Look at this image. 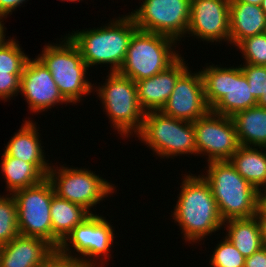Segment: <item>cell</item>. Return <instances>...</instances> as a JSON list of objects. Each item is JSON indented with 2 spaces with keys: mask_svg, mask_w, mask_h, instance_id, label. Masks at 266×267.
<instances>
[{
  "mask_svg": "<svg viewBox=\"0 0 266 267\" xmlns=\"http://www.w3.org/2000/svg\"><path fill=\"white\" fill-rule=\"evenodd\" d=\"M193 175L182 178L181 191L172 213L184 240L194 244L221 229L224 221L209 184L201 175Z\"/></svg>",
  "mask_w": 266,
  "mask_h": 267,
  "instance_id": "6da1fadb",
  "label": "cell"
},
{
  "mask_svg": "<svg viewBox=\"0 0 266 267\" xmlns=\"http://www.w3.org/2000/svg\"><path fill=\"white\" fill-rule=\"evenodd\" d=\"M112 21L107 26L68 34L88 67L111 64L110 72H118L122 67L130 40L138 27L130 15Z\"/></svg>",
  "mask_w": 266,
  "mask_h": 267,
  "instance_id": "7a4b0ae2",
  "label": "cell"
},
{
  "mask_svg": "<svg viewBox=\"0 0 266 267\" xmlns=\"http://www.w3.org/2000/svg\"><path fill=\"white\" fill-rule=\"evenodd\" d=\"M202 177L209 184L223 221L254 217L258 208V190L246 181L230 161L207 163Z\"/></svg>",
  "mask_w": 266,
  "mask_h": 267,
  "instance_id": "3957f363",
  "label": "cell"
},
{
  "mask_svg": "<svg viewBox=\"0 0 266 267\" xmlns=\"http://www.w3.org/2000/svg\"><path fill=\"white\" fill-rule=\"evenodd\" d=\"M59 44H49L42 48L37 58L50 71L59 92L69 103H78L82 95L95 90L86 78L89 67L83 60L78 47L68 36Z\"/></svg>",
  "mask_w": 266,
  "mask_h": 267,
  "instance_id": "277c9868",
  "label": "cell"
},
{
  "mask_svg": "<svg viewBox=\"0 0 266 267\" xmlns=\"http://www.w3.org/2000/svg\"><path fill=\"white\" fill-rule=\"evenodd\" d=\"M200 73L205 100L212 112L232 117L239 111L257 106L241 66L223 68L213 64Z\"/></svg>",
  "mask_w": 266,
  "mask_h": 267,
  "instance_id": "5b68a950",
  "label": "cell"
},
{
  "mask_svg": "<svg viewBox=\"0 0 266 267\" xmlns=\"http://www.w3.org/2000/svg\"><path fill=\"white\" fill-rule=\"evenodd\" d=\"M176 43L170 37L138 29L130 40L125 61L118 72L134 82L157 75L181 56L173 49Z\"/></svg>",
  "mask_w": 266,
  "mask_h": 267,
  "instance_id": "8992f818",
  "label": "cell"
},
{
  "mask_svg": "<svg viewBox=\"0 0 266 267\" xmlns=\"http://www.w3.org/2000/svg\"><path fill=\"white\" fill-rule=\"evenodd\" d=\"M109 73L108 79L95 90L107 112L105 114L120 136L130 137L133 132L137 135L142 128L145 112L138 101L136 84L119 72Z\"/></svg>",
  "mask_w": 266,
  "mask_h": 267,
  "instance_id": "52a82bcc",
  "label": "cell"
},
{
  "mask_svg": "<svg viewBox=\"0 0 266 267\" xmlns=\"http://www.w3.org/2000/svg\"><path fill=\"white\" fill-rule=\"evenodd\" d=\"M138 138L159 157L197 154L192 122L167 116L161 111L145 112Z\"/></svg>",
  "mask_w": 266,
  "mask_h": 267,
  "instance_id": "ba28073f",
  "label": "cell"
},
{
  "mask_svg": "<svg viewBox=\"0 0 266 267\" xmlns=\"http://www.w3.org/2000/svg\"><path fill=\"white\" fill-rule=\"evenodd\" d=\"M113 231L112 225L104 217L95 213L91 214L75 226L56 251L60 255L79 261L85 267H100V262L93 259L101 256L103 261L107 258L110 260L111 257L108 256L115 238ZM70 246L74 252H77V255L72 254ZM78 253L82 256L79 257Z\"/></svg>",
  "mask_w": 266,
  "mask_h": 267,
  "instance_id": "9c48e42d",
  "label": "cell"
},
{
  "mask_svg": "<svg viewBox=\"0 0 266 267\" xmlns=\"http://www.w3.org/2000/svg\"><path fill=\"white\" fill-rule=\"evenodd\" d=\"M47 178L59 198L79 204L91 214L94 213L90 211L91 208L96 207L116 189L114 184L86 168L51 166Z\"/></svg>",
  "mask_w": 266,
  "mask_h": 267,
  "instance_id": "30bf717a",
  "label": "cell"
},
{
  "mask_svg": "<svg viewBox=\"0 0 266 267\" xmlns=\"http://www.w3.org/2000/svg\"><path fill=\"white\" fill-rule=\"evenodd\" d=\"M17 206L18 230L23 236L38 237L53 246L50 204L55 195L50 180L16 190L12 193Z\"/></svg>",
  "mask_w": 266,
  "mask_h": 267,
  "instance_id": "8fae6325",
  "label": "cell"
},
{
  "mask_svg": "<svg viewBox=\"0 0 266 267\" xmlns=\"http://www.w3.org/2000/svg\"><path fill=\"white\" fill-rule=\"evenodd\" d=\"M190 8L191 0H144L139 9L129 15L139 30L179 41L186 36Z\"/></svg>",
  "mask_w": 266,
  "mask_h": 267,
  "instance_id": "7c38bea8",
  "label": "cell"
},
{
  "mask_svg": "<svg viewBox=\"0 0 266 267\" xmlns=\"http://www.w3.org/2000/svg\"><path fill=\"white\" fill-rule=\"evenodd\" d=\"M197 155L208 156L207 162L229 161L240 147L231 117L211 110L193 122Z\"/></svg>",
  "mask_w": 266,
  "mask_h": 267,
  "instance_id": "4fadbf2b",
  "label": "cell"
},
{
  "mask_svg": "<svg viewBox=\"0 0 266 267\" xmlns=\"http://www.w3.org/2000/svg\"><path fill=\"white\" fill-rule=\"evenodd\" d=\"M229 12L230 0H191L190 22L186 34L208 43H229Z\"/></svg>",
  "mask_w": 266,
  "mask_h": 267,
  "instance_id": "5bb4252c",
  "label": "cell"
},
{
  "mask_svg": "<svg viewBox=\"0 0 266 267\" xmlns=\"http://www.w3.org/2000/svg\"><path fill=\"white\" fill-rule=\"evenodd\" d=\"M210 110L205 100L200 71L192 73L188 68L176 81L172 94L160 111L193 123Z\"/></svg>",
  "mask_w": 266,
  "mask_h": 267,
  "instance_id": "9a60e30c",
  "label": "cell"
},
{
  "mask_svg": "<svg viewBox=\"0 0 266 267\" xmlns=\"http://www.w3.org/2000/svg\"><path fill=\"white\" fill-rule=\"evenodd\" d=\"M20 93L25 97L31 112H44L56 104L69 103L59 89L46 66L36 57L29 58L23 69Z\"/></svg>",
  "mask_w": 266,
  "mask_h": 267,
  "instance_id": "2e32d148",
  "label": "cell"
},
{
  "mask_svg": "<svg viewBox=\"0 0 266 267\" xmlns=\"http://www.w3.org/2000/svg\"><path fill=\"white\" fill-rule=\"evenodd\" d=\"M180 56L167 69L150 78L136 81L138 101L144 112L160 111L172 94L176 81L188 69Z\"/></svg>",
  "mask_w": 266,
  "mask_h": 267,
  "instance_id": "e0dca14e",
  "label": "cell"
},
{
  "mask_svg": "<svg viewBox=\"0 0 266 267\" xmlns=\"http://www.w3.org/2000/svg\"><path fill=\"white\" fill-rule=\"evenodd\" d=\"M55 251L44 239L19 234L0 246V267H38Z\"/></svg>",
  "mask_w": 266,
  "mask_h": 267,
  "instance_id": "ac0fdd59",
  "label": "cell"
},
{
  "mask_svg": "<svg viewBox=\"0 0 266 267\" xmlns=\"http://www.w3.org/2000/svg\"><path fill=\"white\" fill-rule=\"evenodd\" d=\"M36 122L27 120L17 133L9 140L2 155L18 158L24 162L32 163L45 177H47L51 165L47 163L41 146L40 135Z\"/></svg>",
  "mask_w": 266,
  "mask_h": 267,
  "instance_id": "d6986e66",
  "label": "cell"
},
{
  "mask_svg": "<svg viewBox=\"0 0 266 267\" xmlns=\"http://www.w3.org/2000/svg\"><path fill=\"white\" fill-rule=\"evenodd\" d=\"M229 23V42L237 46L247 37L265 33L266 15L259 5L230 0Z\"/></svg>",
  "mask_w": 266,
  "mask_h": 267,
  "instance_id": "ffe728a7",
  "label": "cell"
},
{
  "mask_svg": "<svg viewBox=\"0 0 266 267\" xmlns=\"http://www.w3.org/2000/svg\"><path fill=\"white\" fill-rule=\"evenodd\" d=\"M91 213L83 206L59 198L56 194L50 204L53 247L57 249L66 236Z\"/></svg>",
  "mask_w": 266,
  "mask_h": 267,
  "instance_id": "44dd1931",
  "label": "cell"
},
{
  "mask_svg": "<svg viewBox=\"0 0 266 267\" xmlns=\"http://www.w3.org/2000/svg\"><path fill=\"white\" fill-rule=\"evenodd\" d=\"M231 118L240 146L266 147V108L250 107Z\"/></svg>",
  "mask_w": 266,
  "mask_h": 267,
  "instance_id": "7402d4cb",
  "label": "cell"
},
{
  "mask_svg": "<svg viewBox=\"0 0 266 267\" xmlns=\"http://www.w3.org/2000/svg\"><path fill=\"white\" fill-rule=\"evenodd\" d=\"M265 150L266 147L240 146L229 160L236 171L257 190L266 188Z\"/></svg>",
  "mask_w": 266,
  "mask_h": 267,
  "instance_id": "603a6c76",
  "label": "cell"
},
{
  "mask_svg": "<svg viewBox=\"0 0 266 267\" xmlns=\"http://www.w3.org/2000/svg\"><path fill=\"white\" fill-rule=\"evenodd\" d=\"M226 238L244 256L249 257L263 247L260 224L257 218H240L224 221Z\"/></svg>",
  "mask_w": 266,
  "mask_h": 267,
  "instance_id": "cb8c5ba5",
  "label": "cell"
},
{
  "mask_svg": "<svg viewBox=\"0 0 266 267\" xmlns=\"http://www.w3.org/2000/svg\"><path fill=\"white\" fill-rule=\"evenodd\" d=\"M1 171L5 175L6 191L27 188L40 183L46 177L32 164L18 158L2 155Z\"/></svg>",
  "mask_w": 266,
  "mask_h": 267,
  "instance_id": "d4e9b609",
  "label": "cell"
},
{
  "mask_svg": "<svg viewBox=\"0 0 266 267\" xmlns=\"http://www.w3.org/2000/svg\"><path fill=\"white\" fill-rule=\"evenodd\" d=\"M18 235L17 206L14 196L0 195V246L9 243Z\"/></svg>",
  "mask_w": 266,
  "mask_h": 267,
  "instance_id": "484cf974",
  "label": "cell"
},
{
  "mask_svg": "<svg viewBox=\"0 0 266 267\" xmlns=\"http://www.w3.org/2000/svg\"><path fill=\"white\" fill-rule=\"evenodd\" d=\"M10 39H4L0 43V72H23L29 57L22 51L16 39Z\"/></svg>",
  "mask_w": 266,
  "mask_h": 267,
  "instance_id": "4316f807",
  "label": "cell"
},
{
  "mask_svg": "<svg viewBox=\"0 0 266 267\" xmlns=\"http://www.w3.org/2000/svg\"><path fill=\"white\" fill-rule=\"evenodd\" d=\"M224 238L213 251L209 261L211 267H245L246 257L226 237Z\"/></svg>",
  "mask_w": 266,
  "mask_h": 267,
  "instance_id": "83f0119b",
  "label": "cell"
},
{
  "mask_svg": "<svg viewBox=\"0 0 266 267\" xmlns=\"http://www.w3.org/2000/svg\"><path fill=\"white\" fill-rule=\"evenodd\" d=\"M245 63L266 66V34L262 33L245 38L237 46Z\"/></svg>",
  "mask_w": 266,
  "mask_h": 267,
  "instance_id": "f1b7e54d",
  "label": "cell"
},
{
  "mask_svg": "<svg viewBox=\"0 0 266 267\" xmlns=\"http://www.w3.org/2000/svg\"><path fill=\"white\" fill-rule=\"evenodd\" d=\"M240 66L250 86L251 95L258 100L266 93V66L249 63Z\"/></svg>",
  "mask_w": 266,
  "mask_h": 267,
  "instance_id": "f546056e",
  "label": "cell"
},
{
  "mask_svg": "<svg viewBox=\"0 0 266 267\" xmlns=\"http://www.w3.org/2000/svg\"><path fill=\"white\" fill-rule=\"evenodd\" d=\"M23 72H0V100H10L20 93Z\"/></svg>",
  "mask_w": 266,
  "mask_h": 267,
  "instance_id": "4dcf8cb0",
  "label": "cell"
},
{
  "mask_svg": "<svg viewBox=\"0 0 266 267\" xmlns=\"http://www.w3.org/2000/svg\"><path fill=\"white\" fill-rule=\"evenodd\" d=\"M38 267H85L79 261L60 255L55 251L43 264Z\"/></svg>",
  "mask_w": 266,
  "mask_h": 267,
  "instance_id": "1f68e13d",
  "label": "cell"
},
{
  "mask_svg": "<svg viewBox=\"0 0 266 267\" xmlns=\"http://www.w3.org/2000/svg\"><path fill=\"white\" fill-rule=\"evenodd\" d=\"M245 267H266V246L246 257Z\"/></svg>",
  "mask_w": 266,
  "mask_h": 267,
  "instance_id": "d6a6232c",
  "label": "cell"
},
{
  "mask_svg": "<svg viewBox=\"0 0 266 267\" xmlns=\"http://www.w3.org/2000/svg\"><path fill=\"white\" fill-rule=\"evenodd\" d=\"M28 1V0H27ZM26 0H0V17L7 18L9 14L20 7Z\"/></svg>",
  "mask_w": 266,
  "mask_h": 267,
  "instance_id": "836d02e7",
  "label": "cell"
},
{
  "mask_svg": "<svg viewBox=\"0 0 266 267\" xmlns=\"http://www.w3.org/2000/svg\"><path fill=\"white\" fill-rule=\"evenodd\" d=\"M261 230V239L263 246H266V214L258 207L257 212L255 214Z\"/></svg>",
  "mask_w": 266,
  "mask_h": 267,
  "instance_id": "e575fe53",
  "label": "cell"
},
{
  "mask_svg": "<svg viewBox=\"0 0 266 267\" xmlns=\"http://www.w3.org/2000/svg\"><path fill=\"white\" fill-rule=\"evenodd\" d=\"M258 207L266 214V188L258 190Z\"/></svg>",
  "mask_w": 266,
  "mask_h": 267,
  "instance_id": "d590c367",
  "label": "cell"
},
{
  "mask_svg": "<svg viewBox=\"0 0 266 267\" xmlns=\"http://www.w3.org/2000/svg\"><path fill=\"white\" fill-rule=\"evenodd\" d=\"M2 22L3 18L0 17V43L6 38V34L4 33V29H6V27H4V24Z\"/></svg>",
  "mask_w": 266,
  "mask_h": 267,
  "instance_id": "8d00e7d4",
  "label": "cell"
},
{
  "mask_svg": "<svg viewBox=\"0 0 266 267\" xmlns=\"http://www.w3.org/2000/svg\"><path fill=\"white\" fill-rule=\"evenodd\" d=\"M257 106L266 108V93L257 100Z\"/></svg>",
  "mask_w": 266,
  "mask_h": 267,
  "instance_id": "74e56055",
  "label": "cell"
},
{
  "mask_svg": "<svg viewBox=\"0 0 266 267\" xmlns=\"http://www.w3.org/2000/svg\"><path fill=\"white\" fill-rule=\"evenodd\" d=\"M239 2H244L248 4H254V5H259L261 4L262 0H238Z\"/></svg>",
  "mask_w": 266,
  "mask_h": 267,
  "instance_id": "f35d334b",
  "label": "cell"
},
{
  "mask_svg": "<svg viewBox=\"0 0 266 267\" xmlns=\"http://www.w3.org/2000/svg\"><path fill=\"white\" fill-rule=\"evenodd\" d=\"M260 7L262 8L263 12L266 15V0H262Z\"/></svg>",
  "mask_w": 266,
  "mask_h": 267,
  "instance_id": "ab89813d",
  "label": "cell"
},
{
  "mask_svg": "<svg viewBox=\"0 0 266 267\" xmlns=\"http://www.w3.org/2000/svg\"><path fill=\"white\" fill-rule=\"evenodd\" d=\"M61 1H70V2L79 1L80 2L81 0H61Z\"/></svg>",
  "mask_w": 266,
  "mask_h": 267,
  "instance_id": "60d3db41",
  "label": "cell"
}]
</instances>
